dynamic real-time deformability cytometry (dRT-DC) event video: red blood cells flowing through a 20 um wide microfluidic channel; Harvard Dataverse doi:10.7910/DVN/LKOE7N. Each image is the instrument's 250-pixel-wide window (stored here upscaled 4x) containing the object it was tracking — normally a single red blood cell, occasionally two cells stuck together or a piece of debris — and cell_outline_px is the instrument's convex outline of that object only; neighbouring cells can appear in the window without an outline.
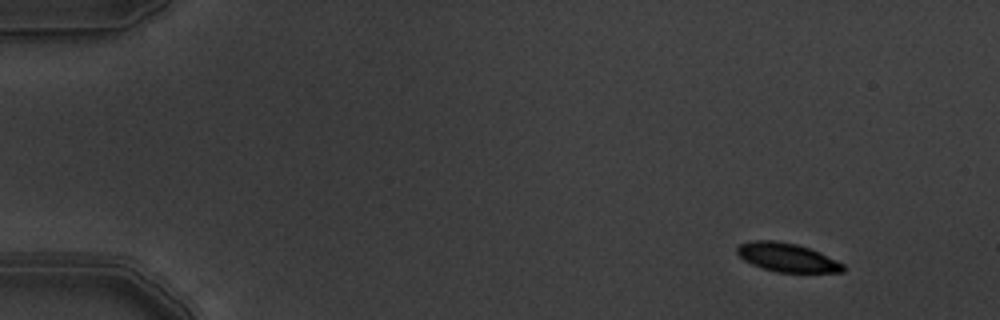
{"species": "common noctule bat (a hibernating species)", "species_latin": "Nyctalus noctula", "temperature_condition": "warm", "stored_images_in_passage": 6, "camera_frame_rate_fps": 3000, "um_per_image_px": 0.085, "animal": {"sex": "male", "body_mass_g": 19.5, "forearm_length_mm": 54.6}, "frame": {"image": 1, "passage_image": 1, "time_ms": 0.0, "image_size_px": [1000, 320], "cell_outline_px": [[844, 272], [776, 272], [752, 264], [744, 260], [736, 252], [736, 248], [740, 244], [748, 240], [776, 240], [796, 244], [820, 252], [844, 264]], "centroid_in_image_um": [66.88, 21.87], "position_along_channel_um": 18.1, "area_um2": 17.69}}
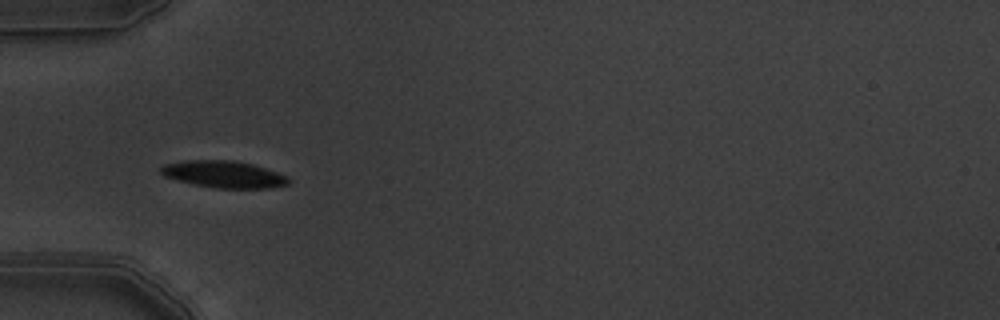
{"frame": {"image": 2, "passage_image": 5, "time_ms": 1.333, "image_size_px": [1000, 320], "cell_outline_px": [[292, 180], [288, 184], [272, 188], [216, 188], [192, 184], [176, 180], [164, 176], [160, 172], [160, 168], [164, 164], [184, 160], [232, 160], [252, 164], [288, 176]], "centroid_in_image_um": [19.01, 14.82], "position_along_channel_um": 66.0, "area_um2": 20.11}}